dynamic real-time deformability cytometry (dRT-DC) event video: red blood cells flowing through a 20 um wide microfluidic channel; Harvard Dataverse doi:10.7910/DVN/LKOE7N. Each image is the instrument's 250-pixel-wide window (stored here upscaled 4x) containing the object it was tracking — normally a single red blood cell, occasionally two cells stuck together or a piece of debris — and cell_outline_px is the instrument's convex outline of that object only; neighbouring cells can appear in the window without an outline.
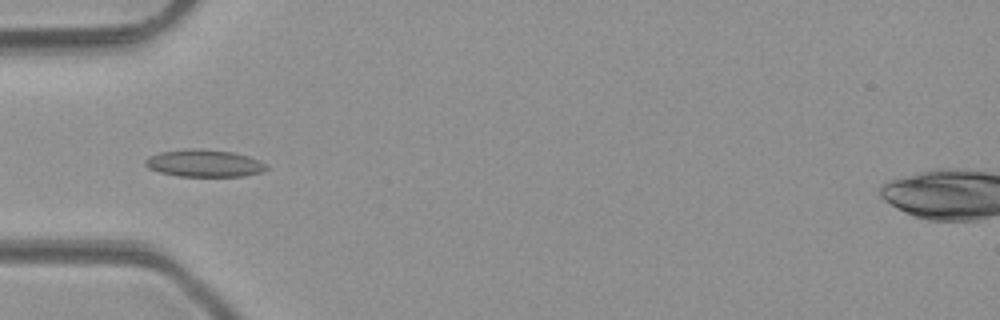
{"species": "common noctule bat (a hibernating species)", "species_latin": "Nyctalus noctula", "temperature_condition": "room temperature", "stored_images_in_passage": 5, "camera_frame_rate_fps": 3000, "um_per_image_px": 0.085, "animal": {"sex": "male", "body_mass_g": 23.1, "forearm_length_mm": 52.7}, "frame": {"image": 1, "passage_image": 4, "time_ms": 3.667, "image_size_px": [1000, 320], "cell_outline_px": [[268, 168], [260, 172], [244, 176], [180, 176], [160, 172], [148, 168], [144, 164], [144, 160], [148, 156], [160, 152], [184, 148], [200, 148], [236, 152], [260, 160], [268, 164]], "centroid_in_image_um": [17.36, 13.86], "position_along_channel_um": 67.6, "area_um2": 19.54}}
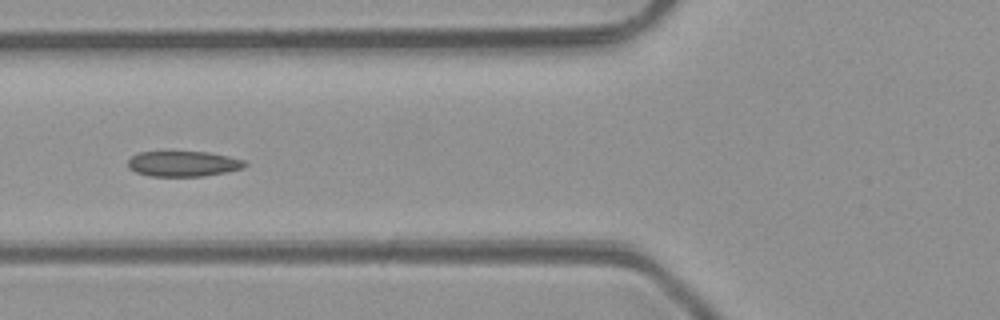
{"frame": {"image": 2, "passage_image": 5, "time_ms": 4.667, "image_size_px": [1000, 320], "cell_outline_px": [[248, 164], [244, 168], [204, 176], [148, 176], [136, 172], [128, 168], [128, 160], [132, 156], [140, 152], [208, 152], [228, 156], [244, 160]], "centroid_in_image_um": [15.58, 13.92], "position_along_channel_um": 110.2, "area_um2": 17.28}}